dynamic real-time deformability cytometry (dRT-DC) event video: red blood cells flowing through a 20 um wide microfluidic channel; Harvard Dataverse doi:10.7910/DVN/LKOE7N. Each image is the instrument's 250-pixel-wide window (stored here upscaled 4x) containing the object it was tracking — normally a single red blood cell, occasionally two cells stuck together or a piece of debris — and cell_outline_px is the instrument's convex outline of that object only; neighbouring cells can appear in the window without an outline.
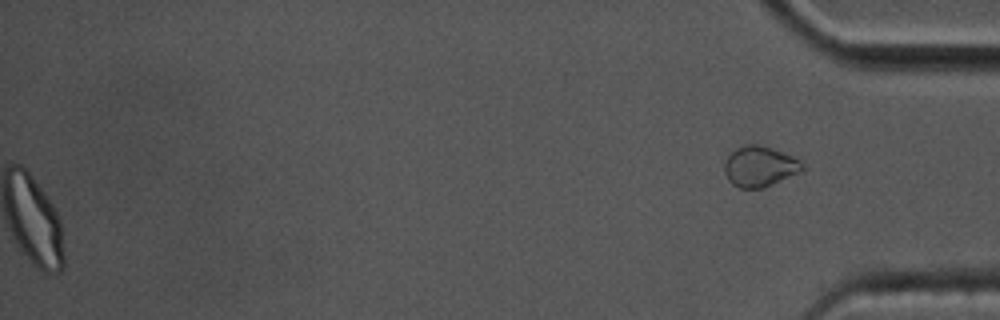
{"species": "common noctule bat (a hibernating species)", "species_latin": "Nyctalus noctula", "temperature_condition": "cold", "stored_images_in_passage": 57, "segment_of_instrument_passage": [2, 2], "camera_frame_rate_fps": 3000, "um_per_image_px": 0.085, "animal": {"sex": "male", "body_mass_g": 17.5, "forearm_length_mm": 52.3}, "frame": {"image": 1, "passage_image": 57, "time_ms": 18.667, "image_size_px": [1000, 320], "cell_outline_px": [[804, 168], [800, 172], [764, 188], [740, 188], [732, 184], [728, 180], [724, 172], [724, 164], [728, 156], [736, 148], [744, 144], [760, 144], [772, 148], [792, 156], [800, 160], [804, 164]], "centroid_in_image_um": [64.57, 14.14], "position_along_channel_um": 370.6, "area_um2": 18.5}}